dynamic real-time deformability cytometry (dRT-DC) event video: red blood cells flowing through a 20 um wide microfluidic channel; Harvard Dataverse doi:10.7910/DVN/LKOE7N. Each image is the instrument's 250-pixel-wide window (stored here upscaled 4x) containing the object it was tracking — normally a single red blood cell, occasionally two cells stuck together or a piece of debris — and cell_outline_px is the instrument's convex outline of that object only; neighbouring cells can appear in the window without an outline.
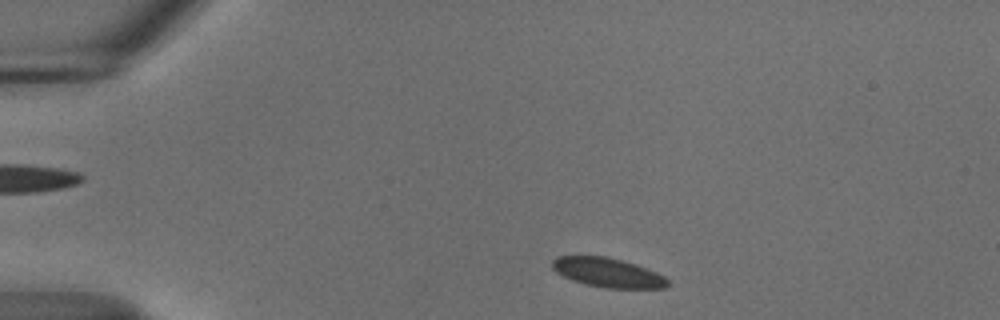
{"species": "common noctule bat (a hibernating species)", "species_latin": "Nyctalus noctula", "temperature_condition": "cold", "stored_images_in_passage": 45, "camera_frame_rate_fps": 3000, "um_per_image_px": 0.085, "animal": {"sex": "male", "body_mass_g": 18.8}, "frame": {"image": 1, "passage_image": 1, "time_ms": 0.0, "image_size_px": [1000, 320], "cell_outline_px": [[668, 284], [664, 288], [604, 288], [584, 284], [572, 280], [556, 272], [552, 268], [552, 260], [556, 256], [604, 256], [636, 264], [656, 272], [664, 276], [668, 280]], "centroid_in_image_um": [51.64, 23.17], "position_along_channel_um": 33.4, "area_um2": 19.65}}
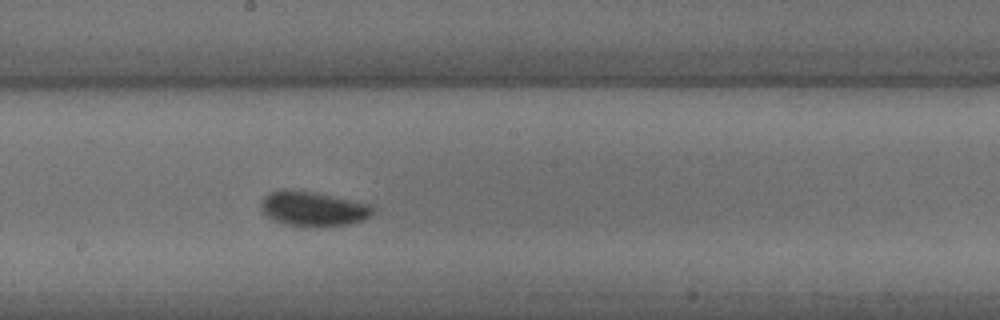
{"frame": {"image": 2, "passage_image": 21, "time_ms": 6.667, "image_size_px": [1000, 320], "cell_outline_px": [[376, 212], [372, 216], [364, 220], [348, 224], [284, 224], [272, 220], [260, 208], [260, 200], [268, 192], [312, 192], [368, 204]], "centroid_in_image_um": [26.62, 17.75], "position_along_channel_um": 221.6, "area_um2": 21.33}}
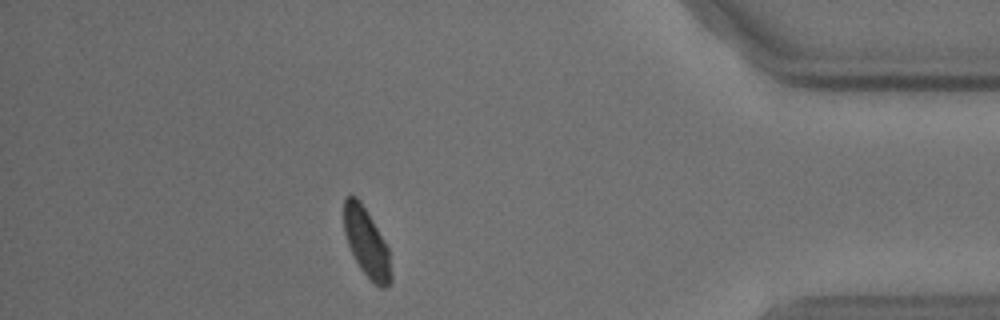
{"frame": {"image": 3, "passage_image": 39, "time_ms": 12.667, "image_size_px": [1000, 320], "cell_outline_px": [[392, 280], [384, 288], [380, 288], [360, 268], [348, 244], [344, 232], [344, 196], [356, 196], [360, 200], [372, 220], [388, 248], [392, 276]], "centroid_in_image_um": [31.15, 20.61], "position_along_channel_um": 404.1, "area_um2": 18.44}, "authors_computed_cell_mechanics": {"area_um2": 20.519, "velocity_mm_per_s": 3.655, "shape_relaxation_time_tau1_ms": 3.2707, "shape_relaxation_time_tau2_ms": null, "deformation_change_tau1": 0.0487, "deformation_change_tau2": null}}